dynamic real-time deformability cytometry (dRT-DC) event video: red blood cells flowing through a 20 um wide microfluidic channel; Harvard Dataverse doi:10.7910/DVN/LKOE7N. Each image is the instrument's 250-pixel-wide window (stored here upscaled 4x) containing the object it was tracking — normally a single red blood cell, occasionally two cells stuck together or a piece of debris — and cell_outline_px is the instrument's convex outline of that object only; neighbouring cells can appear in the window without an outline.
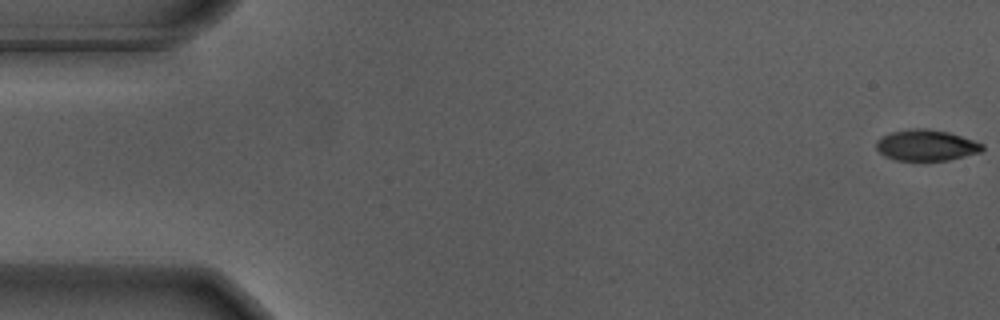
{"species": "Egyptian fruit bat (a non-hibernating species)", "species_latin": "Rousettus aegyptiacus", "temperature_condition": "warm", "stored_images_in_passage": 17, "camera_frame_rate_fps": 3000, "um_per_image_px": 0.085, "animal": {"sex": "male"}, "frame": {"image": 1, "passage_image": 1, "time_ms": 0.0, "image_size_px": [1000, 320], "cell_outline_px": [[984, 148], [980, 152], [948, 160], [896, 160], [884, 156], [876, 148], [876, 140], [892, 132], [912, 128], [928, 128], [948, 132], [976, 140], [984, 144]], "centroid_in_image_um": [78.75, 12.34], "position_along_channel_um": 6.2, "area_um2": 19.19}}
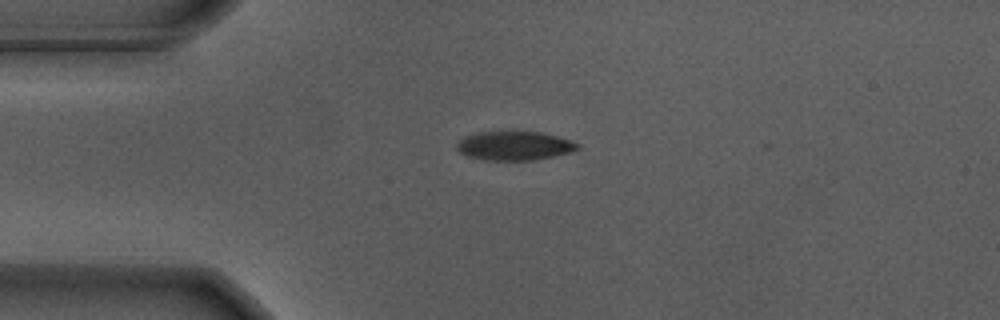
{"frame": {"image": 2, "passage_image": 14, "time_ms": 4.333, "image_size_px": [1000, 320], "cell_outline_px": [[580, 148], [568, 152], [552, 156], [532, 160], [488, 160], [468, 156], [460, 152], [456, 148], [456, 144], [464, 136], [476, 132], [540, 132], [556, 136], [580, 144]], "centroid_in_image_um": [43.68, 12.38], "position_along_channel_um": 41.3, "area_um2": 20.06}}